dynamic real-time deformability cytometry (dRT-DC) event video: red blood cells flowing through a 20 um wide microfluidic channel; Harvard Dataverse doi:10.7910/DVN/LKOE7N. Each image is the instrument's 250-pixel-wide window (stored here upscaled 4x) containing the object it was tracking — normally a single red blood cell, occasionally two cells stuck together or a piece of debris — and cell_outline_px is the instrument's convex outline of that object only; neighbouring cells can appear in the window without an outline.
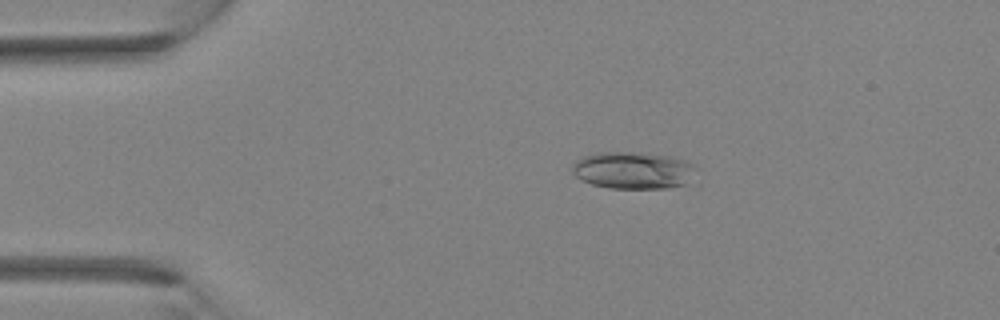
{"species": "Egyptian fruit bat (a non-hibernating species)", "species_latin": "Rousettus aegyptiacus", "temperature_condition": "room temperature", "stored_images_in_passage": 4, "camera_frame_rate_fps": 3000, "um_per_image_px": 0.085, "animal": {"sex": "female"}, "frame": {"image": 1, "passage_image": 3, "time_ms": 2.333, "image_size_px": [1000, 320], "cell_outline_px": [[700, 188], [608, 188], [592, 184], [580, 180], [572, 172], [572, 164], [576, 160], [584, 156], [596, 152], [640, 152], [672, 156], [684, 160], [692, 164], [696, 168], [700, 184]], "centroid_in_image_um": [54.04, 14.52], "position_along_channel_um": 31.0, "area_um2": 28.38}}